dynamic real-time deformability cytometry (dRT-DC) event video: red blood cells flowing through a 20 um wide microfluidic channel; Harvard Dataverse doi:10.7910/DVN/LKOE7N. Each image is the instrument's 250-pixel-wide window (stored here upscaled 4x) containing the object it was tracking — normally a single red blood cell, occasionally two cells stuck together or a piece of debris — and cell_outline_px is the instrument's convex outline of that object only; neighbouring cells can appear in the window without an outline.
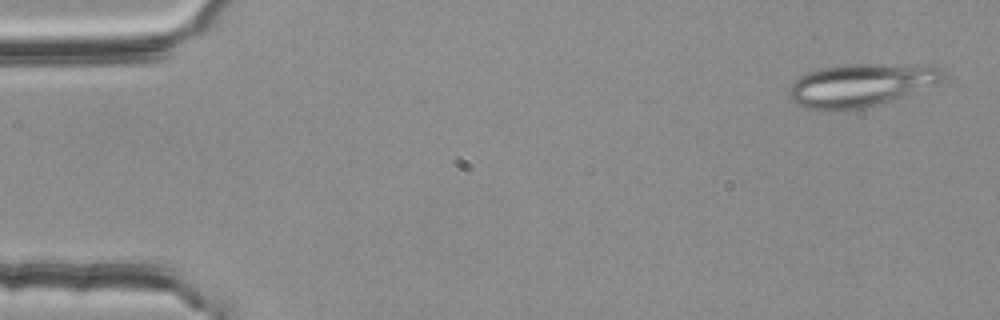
{"species": "common noctule bat (a hibernating species)", "species_latin": "Nyctalus noctula", "temperature_condition": "room temperature", "stored_images_in_passage": 53, "camera_frame_rate_fps": 3000, "um_per_image_px": 0.085, "animal": {"sex": "female", "body_mass_g": 25.1}, "frame": {"image": 1, "passage_image": 2, "time_ms": 0.333, "image_size_px": [1000, 320], "cell_outline_px": [[944, 76], [936, 84], [864, 108], [832, 112], [824, 112], [808, 108], [796, 104], [788, 96], [788, 84], [792, 80], [808, 72], [824, 68], [844, 64], [920, 64], [940, 68], [944, 72]], "centroid_in_image_um": [73.07, 7.24], "position_along_channel_um": 11.9, "area_um2": 38.67}}
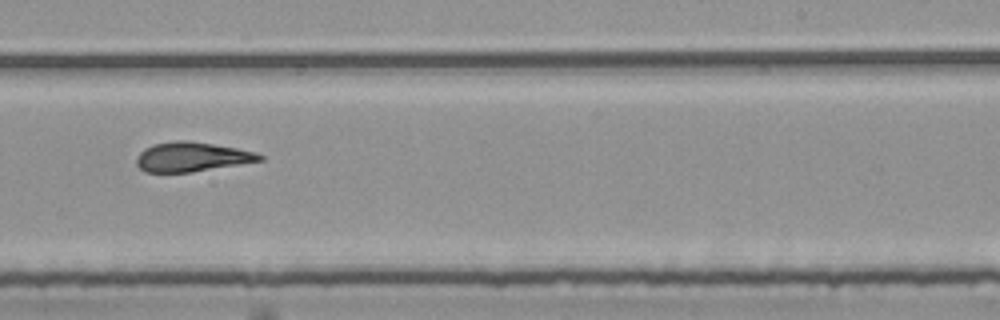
{"frame": {"image": 2, "passage_image": 33, "time_ms": 10.667, "image_size_px": [1000, 320], "cell_outline_px": [[264, 160], [192, 172], [144, 172], [136, 164], [136, 156], [144, 148], [152, 144], [176, 140], [188, 140], [236, 148], [256, 152], [264, 156]], "centroid_in_image_um": [16.28, 13.33], "position_along_channel_um": 272.7, "area_um2": 21.21}}
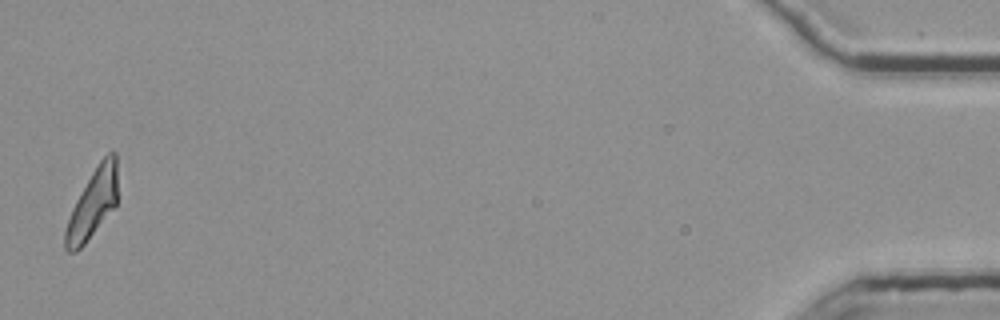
{"frame": {"image": 3, "passage_image": 53, "time_ms": 17.333, "image_size_px": [1000, 320], "cell_outline_px": [[116, 204], [84, 244], [76, 252], [68, 252], [64, 248], [64, 232], [72, 208], [76, 200], [92, 172], [100, 160], [108, 152], [116, 152]], "centroid_in_image_um": [7.84, 17.33], "position_along_channel_um": 427.4, "area_um2": 20.4}, "authors_computed_cell_mechanics": {"area_um2": 21.8484, "velocity_mm_per_s": 3.7655, "shape_relaxation_time_tau1_ms": 11.1912, "shape_relaxation_time_tau2_ms": 1.8956, "deformation_change_tau1": 0.2888, "deformation_change_tau2": 0.1172}}